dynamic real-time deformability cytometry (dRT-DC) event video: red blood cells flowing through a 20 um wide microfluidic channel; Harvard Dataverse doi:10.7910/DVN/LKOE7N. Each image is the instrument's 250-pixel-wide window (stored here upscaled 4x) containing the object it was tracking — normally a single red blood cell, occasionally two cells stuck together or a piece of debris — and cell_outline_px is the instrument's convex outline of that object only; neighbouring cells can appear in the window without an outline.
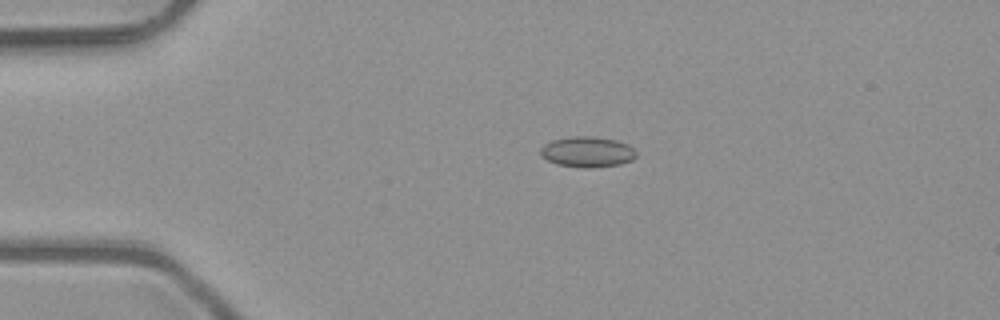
{"species": "common noctule bat (a hibernating species)", "species_latin": "Nyctalus noctula", "temperature_condition": "room temperature", "stored_images_in_passage": 2, "camera_frame_rate_fps": 3000, "um_per_image_px": 0.085, "animal": {"sex": "male", "body_mass_g": 23.1, "forearm_length_mm": 52.7}, "frame": {"image": 1, "passage_image": 1, "time_ms": 0.0, "image_size_px": [1000, 320], "cell_outline_px": [[636, 156], [632, 160], [620, 164], [592, 168], [584, 168], [556, 164], [540, 156], [540, 148], [544, 144], [552, 140], [572, 136], [596, 136], [616, 140], [628, 144], [636, 152]], "centroid_in_image_um": [49.91, 12.91], "position_along_channel_um": 35.1, "area_um2": 17.22}}